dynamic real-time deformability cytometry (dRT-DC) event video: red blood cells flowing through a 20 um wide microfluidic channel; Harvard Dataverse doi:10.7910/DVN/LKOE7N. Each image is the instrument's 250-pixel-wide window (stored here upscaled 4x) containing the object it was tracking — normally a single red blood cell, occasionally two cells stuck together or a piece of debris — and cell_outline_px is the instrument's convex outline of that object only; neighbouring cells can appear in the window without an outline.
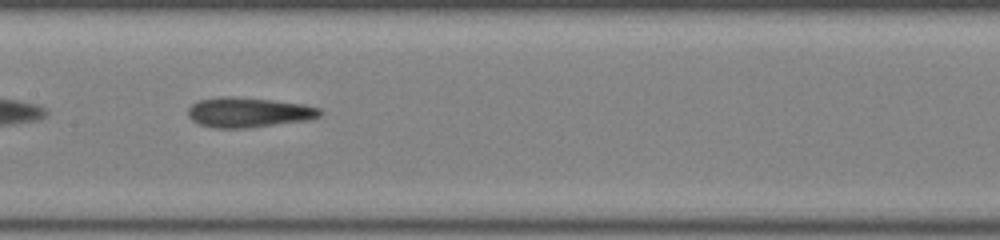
{"species": "common noctule bat (a hibernating species)", "species_latin": "Nyctalus noctula", "temperature_condition": "room temperature", "stored_images_in_passage": 31, "camera_frame_rate_fps": 3000, "um_per_image_px": 0.085, "animal": {"sex": "female", "body_mass_g": 22.0, "forearm_length_mm": 56.7}, "frame": {"image": 1, "passage_image": 10, "time_ms": 3.0, "image_size_px": [1000, 240], "cell_outline_px": [[324, 112], [320, 116], [304, 120], [248, 128], [216, 128], [200, 124], [192, 120], [188, 116], [188, 108], [192, 104], [200, 100], [220, 96], [228, 96], [272, 100], [304, 104], [320, 108]], "centroid_in_image_um": [21.12, 9.54], "position_along_channel_um": 186.3, "area_um2": 22.89}}
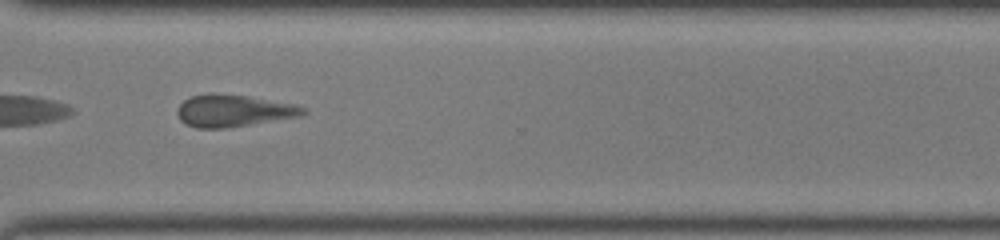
{"frame": {"image": 2, "passage_image": 22, "time_ms": 7.0, "image_size_px": [1000, 240], "cell_outline_px": [[308, 112], [300, 116], [224, 128], [196, 128], [184, 124], [180, 120], [176, 112], [176, 108], [184, 100], [192, 96], [208, 92], [212, 92], [248, 96], [296, 104], [304, 108]], "centroid_in_image_um": [19.8, 9.4], "position_along_channel_um": 350.8, "area_um2": 23.64}, "authors_computed_cell_mechanics": {"area_um2": 22.8888, "velocity_mm_per_s": 4.1076, "shape_relaxation_time_tau1_ms": 9.7572, "shape_relaxation_time_tau2_ms": 3.1663, "deformation_change_tau1": 0.1583, "deformation_change_tau2": 0.1462}}